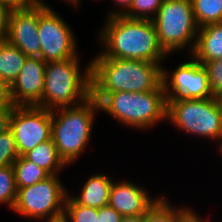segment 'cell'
Listing matches in <instances>:
<instances>
[{"label":"cell","mask_w":222,"mask_h":222,"mask_svg":"<svg viewBox=\"0 0 222 222\" xmlns=\"http://www.w3.org/2000/svg\"><path fill=\"white\" fill-rule=\"evenodd\" d=\"M162 85L167 99H204L215 95L211 91L207 69L191 55L176 66L172 73L162 66Z\"/></svg>","instance_id":"cell-11"},{"label":"cell","mask_w":222,"mask_h":222,"mask_svg":"<svg viewBox=\"0 0 222 222\" xmlns=\"http://www.w3.org/2000/svg\"><path fill=\"white\" fill-rule=\"evenodd\" d=\"M104 111L127 127L146 130L167 120V98L163 85L147 92L91 93Z\"/></svg>","instance_id":"cell-3"},{"label":"cell","mask_w":222,"mask_h":222,"mask_svg":"<svg viewBox=\"0 0 222 222\" xmlns=\"http://www.w3.org/2000/svg\"><path fill=\"white\" fill-rule=\"evenodd\" d=\"M145 215L124 216L120 222H144Z\"/></svg>","instance_id":"cell-35"},{"label":"cell","mask_w":222,"mask_h":222,"mask_svg":"<svg viewBox=\"0 0 222 222\" xmlns=\"http://www.w3.org/2000/svg\"><path fill=\"white\" fill-rule=\"evenodd\" d=\"M98 33L105 58L132 59L161 63L169 55L160 46L152 20L123 15L107 17Z\"/></svg>","instance_id":"cell-1"},{"label":"cell","mask_w":222,"mask_h":222,"mask_svg":"<svg viewBox=\"0 0 222 222\" xmlns=\"http://www.w3.org/2000/svg\"><path fill=\"white\" fill-rule=\"evenodd\" d=\"M42 221H45V222H70L68 217L64 213H62L58 216L43 219Z\"/></svg>","instance_id":"cell-34"},{"label":"cell","mask_w":222,"mask_h":222,"mask_svg":"<svg viewBox=\"0 0 222 222\" xmlns=\"http://www.w3.org/2000/svg\"><path fill=\"white\" fill-rule=\"evenodd\" d=\"M91 93L147 92L162 86V64L132 59L105 58L91 61Z\"/></svg>","instance_id":"cell-2"},{"label":"cell","mask_w":222,"mask_h":222,"mask_svg":"<svg viewBox=\"0 0 222 222\" xmlns=\"http://www.w3.org/2000/svg\"><path fill=\"white\" fill-rule=\"evenodd\" d=\"M64 214L70 222H97L98 208L86 207L78 204L68 194L64 207Z\"/></svg>","instance_id":"cell-23"},{"label":"cell","mask_w":222,"mask_h":222,"mask_svg":"<svg viewBox=\"0 0 222 222\" xmlns=\"http://www.w3.org/2000/svg\"><path fill=\"white\" fill-rule=\"evenodd\" d=\"M79 58L51 61L45 66L42 100L48 111L79 105L91 97V62L80 71Z\"/></svg>","instance_id":"cell-4"},{"label":"cell","mask_w":222,"mask_h":222,"mask_svg":"<svg viewBox=\"0 0 222 222\" xmlns=\"http://www.w3.org/2000/svg\"><path fill=\"white\" fill-rule=\"evenodd\" d=\"M208 72L211 91L214 95L222 90V58L203 64Z\"/></svg>","instance_id":"cell-26"},{"label":"cell","mask_w":222,"mask_h":222,"mask_svg":"<svg viewBox=\"0 0 222 222\" xmlns=\"http://www.w3.org/2000/svg\"><path fill=\"white\" fill-rule=\"evenodd\" d=\"M99 110V103L91 96L79 105L51 111V139L66 165L76 162L87 149Z\"/></svg>","instance_id":"cell-5"},{"label":"cell","mask_w":222,"mask_h":222,"mask_svg":"<svg viewBox=\"0 0 222 222\" xmlns=\"http://www.w3.org/2000/svg\"><path fill=\"white\" fill-rule=\"evenodd\" d=\"M10 85L0 81V110L14 109Z\"/></svg>","instance_id":"cell-28"},{"label":"cell","mask_w":222,"mask_h":222,"mask_svg":"<svg viewBox=\"0 0 222 222\" xmlns=\"http://www.w3.org/2000/svg\"><path fill=\"white\" fill-rule=\"evenodd\" d=\"M17 197L15 174L12 165L0 167V204L12 210Z\"/></svg>","instance_id":"cell-22"},{"label":"cell","mask_w":222,"mask_h":222,"mask_svg":"<svg viewBox=\"0 0 222 222\" xmlns=\"http://www.w3.org/2000/svg\"><path fill=\"white\" fill-rule=\"evenodd\" d=\"M39 4L12 9L9 16L7 41L27 57H40L41 41L38 36Z\"/></svg>","instance_id":"cell-12"},{"label":"cell","mask_w":222,"mask_h":222,"mask_svg":"<svg viewBox=\"0 0 222 222\" xmlns=\"http://www.w3.org/2000/svg\"><path fill=\"white\" fill-rule=\"evenodd\" d=\"M39 4L38 36L41 41L40 58L45 62L61 61L79 57L76 37L71 26L51 9L49 3L37 0Z\"/></svg>","instance_id":"cell-9"},{"label":"cell","mask_w":222,"mask_h":222,"mask_svg":"<svg viewBox=\"0 0 222 222\" xmlns=\"http://www.w3.org/2000/svg\"><path fill=\"white\" fill-rule=\"evenodd\" d=\"M161 196L151 198L145 188L128 180L113 181L108 205L123 217L145 215Z\"/></svg>","instance_id":"cell-14"},{"label":"cell","mask_w":222,"mask_h":222,"mask_svg":"<svg viewBox=\"0 0 222 222\" xmlns=\"http://www.w3.org/2000/svg\"><path fill=\"white\" fill-rule=\"evenodd\" d=\"M0 2L6 4L11 9L25 8L37 3V0H0Z\"/></svg>","instance_id":"cell-33"},{"label":"cell","mask_w":222,"mask_h":222,"mask_svg":"<svg viewBox=\"0 0 222 222\" xmlns=\"http://www.w3.org/2000/svg\"><path fill=\"white\" fill-rule=\"evenodd\" d=\"M191 4L198 28L222 22V0H191Z\"/></svg>","instance_id":"cell-20"},{"label":"cell","mask_w":222,"mask_h":222,"mask_svg":"<svg viewBox=\"0 0 222 222\" xmlns=\"http://www.w3.org/2000/svg\"><path fill=\"white\" fill-rule=\"evenodd\" d=\"M23 157L43 168L50 175H59L61 170L67 167L60 158L52 139L38 144L32 150L25 153Z\"/></svg>","instance_id":"cell-17"},{"label":"cell","mask_w":222,"mask_h":222,"mask_svg":"<svg viewBox=\"0 0 222 222\" xmlns=\"http://www.w3.org/2000/svg\"><path fill=\"white\" fill-rule=\"evenodd\" d=\"M19 156L32 150L38 144L51 140V111L36 105L15 106L10 118Z\"/></svg>","instance_id":"cell-10"},{"label":"cell","mask_w":222,"mask_h":222,"mask_svg":"<svg viewBox=\"0 0 222 222\" xmlns=\"http://www.w3.org/2000/svg\"><path fill=\"white\" fill-rule=\"evenodd\" d=\"M13 109L0 110V135L10 129V118Z\"/></svg>","instance_id":"cell-31"},{"label":"cell","mask_w":222,"mask_h":222,"mask_svg":"<svg viewBox=\"0 0 222 222\" xmlns=\"http://www.w3.org/2000/svg\"><path fill=\"white\" fill-rule=\"evenodd\" d=\"M18 157L15 139L9 129L0 135V167L12 165Z\"/></svg>","instance_id":"cell-25"},{"label":"cell","mask_w":222,"mask_h":222,"mask_svg":"<svg viewBox=\"0 0 222 222\" xmlns=\"http://www.w3.org/2000/svg\"><path fill=\"white\" fill-rule=\"evenodd\" d=\"M27 56L8 41L0 43V78L10 86L20 73Z\"/></svg>","instance_id":"cell-18"},{"label":"cell","mask_w":222,"mask_h":222,"mask_svg":"<svg viewBox=\"0 0 222 222\" xmlns=\"http://www.w3.org/2000/svg\"><path fill=\"white\" fill-rule=\"evenodd\" d=\"M113 179L104 173H97L88 177L81 187L79 195L70 196L80 205L93 208H101L109 203V191Z\"/></svg>","instance_id":"cell-16"},{"label":"cell","mask_w":222,"mask_h":222,"mask_svg":"<svg viewBox=\"0 0 222 222\" xmlns=\"http://www.w3.org/2000/svg\"><path fill=\"white\" fill-rule=\"evenodd\" d=\"M164 0H133L123 16L131 19L152 20Z\"/></svg>","instance_id":"cell-24"},{"label":"cell","mask_w":222,"mask_h":222,"mask_svg":"<svg viewBox=\"0 0 222 222\" xmlns=\"http://www.w3.org/2000/svg\"><path fill=\"white\" fill-rule=\"evenodd\" d=\"M189 55L202 65L222 58V22L198 28L195 47Z\"/></svg>","instance_id":"cell-15"},{"label":"cell","mask_w":222,"mask_h":222,"mask_svg":"<svg viewBox=\"0 0 222 222\" xmlns=\"http://www.w3.org/2000/svg\"><path fill=\"white\" fill-rule=\"evenodd\" d=\"M215 96L217 98L219 105L222 107V90L218 92Z\"/></svg>","instance_id":"cell-37"},{"label":"cell","mask_w":222,"mask_h":222,"mask_svg":"<svg viewBox=\"0 0 222 222\" xmlns=\"http://www.w3.org/2000/svg\"><path fill=\"white\" fill-rule=\"evenodd\" d=\"M46 63L40 57H27L16 80L10 86L16 106L38 105L42 100Z\"/></svg>","instance_id":"cell-13"},{"label":"cell","mask_w":222,"mask_h":222,"mask_svg":"<svg viewBox=\"0 0 222 222\" xmlns=\"http://www.w3.org/2000/svg\"><path fill=\"white\" fill-rule=\"evenodd\" d=\"M115 5L117 4L116 8L109 11L106 17L116 16V15H123L131 6L133 0H113Z\"/></svg>","instance_id":"cell-30"},{"label":"cell","mask_w":222,"mask_h":222,"mask_svg":"<svg viewBox=\"0 0 222 222\" xmlns=\"http://www.w3.org/2000/svg\"><path fill=\"white\" fill-rule=\"evenodd\" d=\"M122 215L109 205L98 208L97 222H120Z\"/></svg>","instance_id":"cell-29"},{"label":"cell","mask_w":222,"mask_h":222,"mask_svg":"<svg viewBox=\"0 0 222 222\" xmlns=\"http://www.w3.org/2000/svg\"><path fill=\"white\" fill-rule=\"evenodd\" d=\"M67 190L59 175H50L34 185L17 189L12 211L37 221L58 216L64 213Z\"/></svg>","instance_id":"cell-8"},{"label":"cell","mask_w":222,"mask_h":222,"mask_svg":"<svg viewBox=\"0 0 222 222\" xmlns=\"http://www.w3.org/2000/svg\"><path fill=\"white\" fill-rule=\"evenodd\" d=\"M188 209L186 206H173L163 195L145 213L144 222H178Z\"/></svg>","instance_id":"cell-21"},{"label":"cell","mask_w":222,"mask_h":222,"mask_svg":"<svg viewBox=\"0 0 222 222\" xmlns=\"http://www.w3.org/2000/svg\"><path fill=\"white\" fill-rule=\"evenodd\" d=\"M152 21L160 46L168 55L187 48L192 53L198 26L191 0H164Z\"/></svg>","instance_id":"cell-7"},{"label":"cell","mask_w":222,"mask_h":222,"mask_svg":"<svg viewBox=\"0 0 222 222\" xmlns=\"http://www.w3.org/2000/svg\"><path fill=\"white\" fill-rule=\"evenodd\" d=\"M15 174L16 188H24L45 180L50 174L32 161L19 156L12 164Z\"/></svg>","instance_id":"cell-19"},{"label":"cell","mask_w":222,"mask_h":222,"mask_svg":"<svg viewBox=\"0 0 222 222\" xmlns=\"http://www.w3.org/2000/svg\"><path fill=\"white\" fill-rule=\"evenodd\" d=\"M167 120L185 133L218 141V150L222 151V107L216 96L167 99Z\"/></svg>","instance_id":"cell-6"},{"label":"cell","mask_w":222,"mask_h":222,"mask_svg":"<svg viewBox=\"0 0 222 222\" xmlns=\"http://www.w3.org/2000/svg\"><path fill=\"white\" fill-rule=\"evenodd\" d=\"M63 1H66L67 3H71V5H72V7L74 6L76 9H77V7H79L80 5V1L81 0H63Z\"/></svg>","instance_id":"cell-36"},{"label":"cell","mask_w":222,"mask_h":222,"mask_svg":"<svg viewBox=\"0 0 222 222\" xmlns=\"http://www.w3.org/2000/svg\"><path fill=\"white\" fill-rule=\"evenodd\" d=\"M11 11L12 9L9 6L0 2V43L7 41Z\"/></svg>","instance_id":"cell-27"},{"label":"cell","mask_w":222,"mask_h":222,"mask_svg":"<svg viewBox=\"0 0 222 222\" xmlns=\"http://www.w3.org/2000/svg\"><path fill=\"white\" fill-rule=\"evenodd\" d=\"M209 218L205 219L200 217L197 212L193 211L192 208H189L178 220V222H210Z\"/></svg>","instance_id":"cell-32"}]
</instances>
